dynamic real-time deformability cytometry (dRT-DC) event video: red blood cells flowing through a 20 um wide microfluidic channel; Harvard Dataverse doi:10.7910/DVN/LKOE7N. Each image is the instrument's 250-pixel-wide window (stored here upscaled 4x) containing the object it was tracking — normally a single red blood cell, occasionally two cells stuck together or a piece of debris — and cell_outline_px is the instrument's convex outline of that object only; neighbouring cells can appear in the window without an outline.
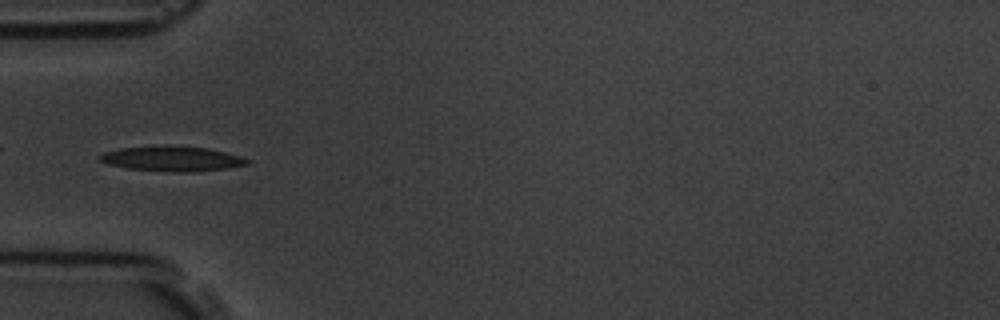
{"species": "common noctule bat (a hibernating species)", "species_latin": "Nyctalus noctula", "temperature_condition": "room temperature", "stored_images_in_passage": 4, "camera_frame_rate_fps": 3000, "um_per_image_px": 0.085, "animal": {"sex": "male", "body_mass_g": 19.5, "forearm_length_mm": 54.6}, "frame": {"image": 1, "passage_image": 4, "time_ms": 4.333, "image_size_px": [1000, 320], "cell_outline_px": [[252, 160], [248, 164], [228, 168], [192, 172], [172, 172], [128, 168], [108, 164], [100, 160], [96, 156], [104, 152], [120, 148], [208, 148], [240, 156]], "centroid_in_image_um": [14.65, 13.54], "position_along_channel_um": 70.3, "area_um2": 20.52}}